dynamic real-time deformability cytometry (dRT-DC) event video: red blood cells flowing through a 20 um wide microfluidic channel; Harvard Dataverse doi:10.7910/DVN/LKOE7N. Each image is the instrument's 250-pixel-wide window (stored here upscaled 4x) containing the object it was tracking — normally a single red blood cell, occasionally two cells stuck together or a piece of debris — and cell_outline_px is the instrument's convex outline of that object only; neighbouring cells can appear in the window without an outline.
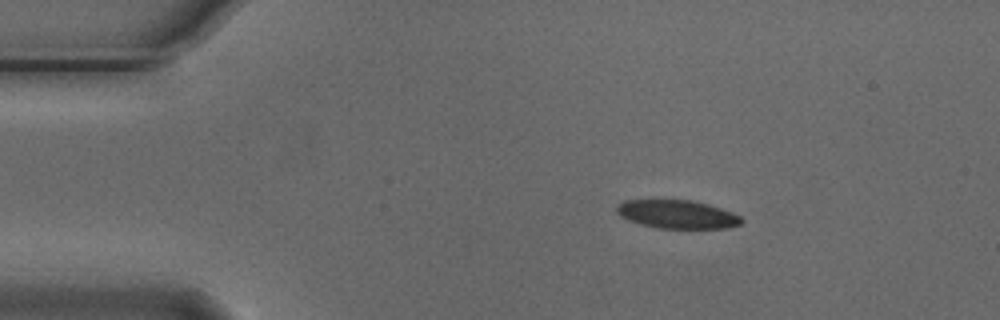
{"species": "Egyptian fruit bat (a non-hibernating species)", "species_latin": "Rousettus aegyptiacus", "temperature_condition": "cold", "stored_images_in_passage": 4, "camera_frame_rate_fps": 3000, "um_per_image_px": 0.085, "animal": {"sex": "male"}, "frame": {"image": 1, "passage_image": 2, "time_ms": 0.333, "image_size_px": [1000, 320], "cell_outline_px": [[744, 220], [740, 224], [728, 228], [656, 228], [640, 224], [628, 220], [620, 216], [616, 212], [616, 204], [624, 200], [692, 200], [708, 204], [732, 212], [740, 216]], "centroid_in_image_um": [57.53, 18.21], "position_along_channel_um": 27.5, "area_um2": 20.75}}
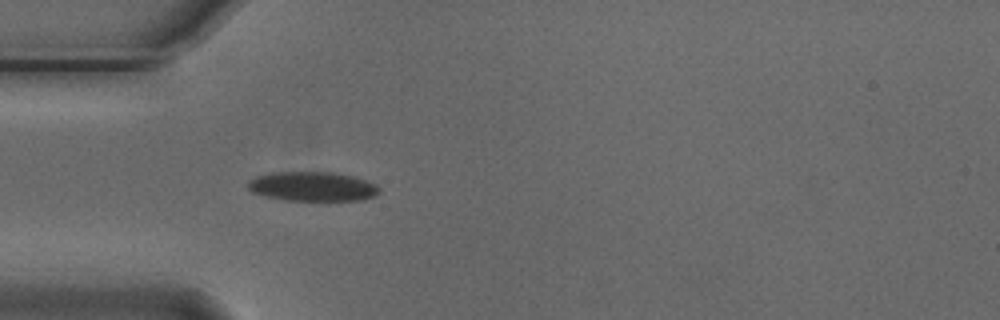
{"frame": {"image": 2, "passage_image": 4, "time_ms": 1.0, "image_size_px": [1000, 320], "cell_outline_px": [[380, 192], [376, 196], [364, 200], [284, 200], [252, 192], [248, 188], [248, 184], [256, 176], [268, 172], [332, 172], [352, 176], [376, 184], [380, 188]], "centroid_in_image_um": [26.6, 15.85], "position_along_channel_um": 58.4, "area_um2": 22.43}}